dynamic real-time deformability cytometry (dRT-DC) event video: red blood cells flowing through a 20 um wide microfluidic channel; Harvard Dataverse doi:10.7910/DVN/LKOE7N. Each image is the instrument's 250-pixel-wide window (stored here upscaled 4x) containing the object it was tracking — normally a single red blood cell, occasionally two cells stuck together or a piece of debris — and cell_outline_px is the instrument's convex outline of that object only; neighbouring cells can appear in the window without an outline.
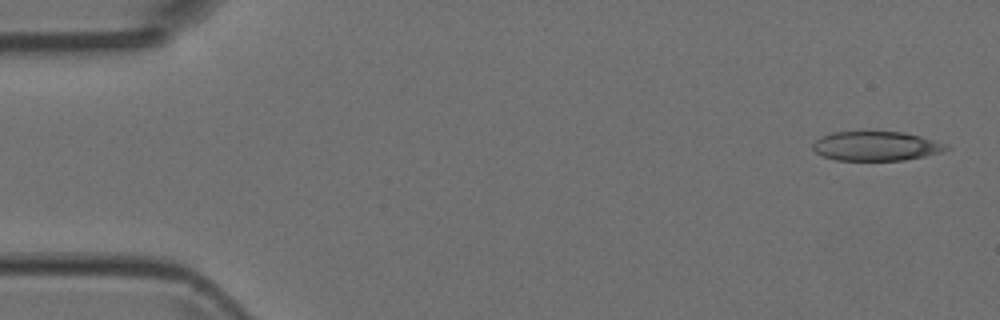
{"species": "Egyptian fruit bat (a non-hibernating species)", "species_latin": "Rousettus aegyptiacus", "temperature_condition": "room temperature", "stored_images_in_passage": 4, "camera_frame_rate_fps": 3000, "um_per_image_px": 0.085, "animal": {"sex": "female"}, "frame": {"image": 1, "passage_image": 1, "time_ms": 0.0, "image_size_px": [1000, 320], "cell_outline_px": [[952, 148], [940, 152], [924, 156], [904, 160], [836, 160], [824, 156], [816, 152], [812, 148], [812, 144], [816, 140], [832, 132], [904, 132], [936, 140], [948, 144]], "centroid_in_image_um": [74.51, 12.42], "position_along_channel_um": 10.5, "area_um2": 22.72}}
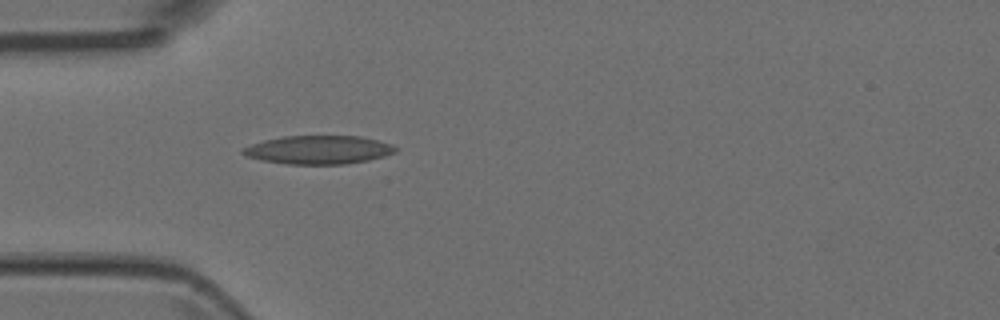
{"frame": {"image": 2, "passage_image": 4, "time_ms": 1.0, "image_size_px": [1000, 320], "cell_outline_px": [[400, 148], [396, 152], [384, 156], [368, 160], [344, 164], [288, 164], [260, 160], [248, 156], [240, 152], [240, 148], [264, 140], [284, 136], [360, 136], [392, 144]], "centroid_in_image_um": [27.08, 12.73], "position_along_channel_um": 57.9, "area_um2": 25.37}}